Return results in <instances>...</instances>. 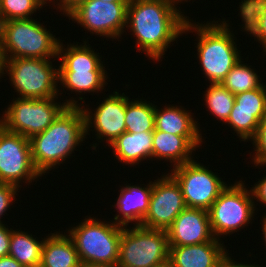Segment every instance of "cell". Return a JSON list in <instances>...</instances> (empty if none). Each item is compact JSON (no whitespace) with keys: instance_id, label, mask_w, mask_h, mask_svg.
<instances>
[{"instance_id":"cell-26","label":"cell","mask_w":266,"mask_h":267,"mask_svg":"<svg viewBox=\"0 0 266 267\" xmlns=\"http://www.w3.org/2000/svg\"><path fill=\"white\" fill-rule=\"evenodd\" d=\"M240 60L220 82L232 94L237 95L245 91H250L260 88L263 83H260V76L256 74L251 66L245 65Z\"/></svg>"},{"instance_id":"cell-39","label":"cell","mask_w":266,"mask_h":267,"mask_svg":"<svg viewBox=\"0 0 266 267\" xmlns=\"http://www.w3.org/2000/svg\"><path fill=\"white\" fill-rule=\"evenodd\" d=\"M263 219L261 220L262 222H263V224H262V234L264 235L263 236V240L265 241V244H266V214H265V216L264 217H262Z\"/></svg>"},{"instance_id":"cell-27","label":"cell","mask_w":266,"mask_h":267,"mask_svg":"<svg viewBox=\"0 0 266 267\" xmlns=\"http://www.w3.org/2000/svg\"><path fill=\"white\" fill-rule=\"evenodd\" d=\"M266 117V110L236 109V102L225 122L231 126L241 141L252 139L256 133L260 121Z\"/></svg>"},{"instance_id":"cell-11","label":"cell","mask_w":266,"mask_h":267,"mask_svg":"<svg viewBox=\"0 0 266 267\" xmlns=\"http://www.w3.org/2000/svg\"><path fill=\"white\" fill-rule=\"evenodd\" d=\"M180 185L187 208L209 210L228 184L194 159L169 173Z\"/></svg>"},{"instance_id":"cell-28","label":"cell","mask_w":266,"mask_h":267,"mask_svg":"<svg viewBox=\"0 0 266 267\" xmlns=\"http://www.w3.org/2000/svg\"><path fill=\"white\" fill-rule=\"evenodd\" d=\"M205 105L217 119L227 121L235 103V95L221 83H210L204 95Z\"/></svg>"},{"instance_id":"cell-36","label":"cell","mask_w":266,"mask_h":267,"mask_svg":"<svg viewBox=\"0 0 266 267\" xmlns=\"http://www.w3.org/2000/svg\"><path fill=\"white\" fill-rule=\"evenodd\" d=\"M228 252L220 258L219 262L217 263L216 267H261L259 265H249L244 263H236L231 259V256H228Z\"/></svg>"},{"instance_id":"cell-6","label":"cell","mask_w":266,"mask_h":267,"mask_svg":"<svg viewBox=\"0 0 266 267\" xmlns=\"http://www.w3.org/2000/svg\"><path fill=\"white\" fill-rule=\"evenodd\" d=\"M123 227L88 217L68 230L81 263L117 266Z\"/></svg>"},{"instance_id":"cell-40","label":"cell","mask_w":266,"mask_h":267,"mask_svg":"<svg viewBox=\"0 0 266 267\" xmlns=\"http://www.w3.org/2000/svg\"><path fill=\"white\" fill-rule=\"evenodd\" d=\"M101 1H104V2H129V0H101Z\"/></svg>"},{"instance_id":"cell-24","label":"cell","mask_w":266,"mask_h":267,"mask_svg":"<svg viewBox=\"0 0 266 267\" xmlns=\"http://www.w3.org/2000/svg\"><path fill=\"white\" fill-rule=\"evenodd\" d=\"M239 6L244 31L256 37L266 54V0H242Z\"/></svg>"},{"instance_id":"cell-31","label":"cell","mask_w":266,"mask_h":267,"mask_svg":"<svg viewBox=\"0 0 266 267\" xmlns=\"http://www.w3.org/2000/svg\"><path fill=\"white\" fill-rule=\"evenodd\" d=\"M249 141H253L254 151H256L251 155L254 156L252 159L254 165H266V117L260 121L254 137Z\"/></svg>"},{"instance_id":"cell-3","label":"cell","mask_w":266,"mask_h":267,"mask_svg":"<svg viewBox=\"0 0 266 267\" xmlns=\"http://www.w3.org/2000/svg\"><path fill=\"white\" fill-rule=\"evenodd\" d=\"M213 22L195 25L196 23H191L187 19L183 34L191 30L197 32V56L204 71L203 74L210 83H220L230 70L242 60V56L239 55V50L236 47L235 35L225 19L220 23L221 25L218 21H216L217 23Z\"/></svg>"},{"instance_id":"cell-12","label":"cell","mask_w":266,"mask_h":267,"mask_svg":"<svg viewBox=\"0 0 266 267\" xmlns=\"http://www.w3.org/2000/svg\"><path fill=\"white\" fill-rule=\"evenodd\" d=\"M38 177L41 175L32 162L29 139L0 125V183L20 187L21 180L30 184Z\"/></svg>"},{"instance_id":"cell-23","label":"cell","mask_w":266,"mask_h":267,"mask_svg":"<svg viewBox=\"0 0 266 267\" xmlns=\"http://www.w3.org/2000/svg\"><path fill=\"white\" fill-rule=\"evenodd\" d=\"M44 239L36 240L32 234L12 229L9 256L24 267L38 266L41 262V251Z\"/></svg>"},{"instance_id":"cell-15","label":"cell","mask_w":266,"mask_h":267,"mask_svg":"<svg viewBox=\"0 0 266 267\" xmlns=\"http://www.w3.org/2000/svg\"><path fill=\"white\" fill-rule=\"evenodd\" d=\"M83 107L81 106L85 117V135L89 134L90 127H94L93 131L97 132L96 137L100 140L105 139L106 143L110 145L111 142L126 131V96L124 93L121 95L115 91L109 95L99 104L94 111V115L89 108Z\"/></svg>"},{"instance_id":"cell-41","label":"cell","mask_w":266,"mask_h":267,"mask_svg":"<svg viewBox=\"0 0 266 267\" xmlns=\"http://www.w3.org/2000/svg\"><path fill=\"white\" fill-rule=\"evenodd\" d=\"M157 267H173V266H172V264L169 261H167L166 263L161 264V265H159Z\"/></svg>"},{"instance_id":"cell-43","label":"cell","mask_w":266,"mask_h":267,"mask_svg":"<svg viewBox=\"0 0 266 267\" xmlns=\"http://www.w3.org/2000/svg\"><path fill=\"white\" fill-rule=\"evenodd\" d=\"M174 1V3L176 4H178L179 3V1H180V3H182V1H184V0H173ZM185 1H188V0H185Z\"/></svg>"},{"instance_id":"cell-38","label":"cell","mask_w":266,"mask_h":267,"mask_svg":"<svg viewBox=\"0 0 266 267\" xmlns=\"http://www.w3.org/2000/svg\"><path fill=\"white\" fill-rule=\"evenodd\" d=\"M80 267H117L111 264H93V263H81Z\"/></svg>"},{"instance_id":"cell-32","label":"cell","mask_w":266,"mask_h":267,"mask_svg":"<svg viewBox=\"0 0 266 267\" xmlns=\"http://www.w3.org/2000/svg\"><path fill=\"white\" fill-rule=\"evenodd\" d=\"M18 188L16 185L9 183H0V224L2 215L5 214L17 195Z\"/></svg>"},{"instance_id":"cell-16","label":"cell","mask_w":266,"mask_h":267,"mask_svg":"<svg viewBox=\"0 0 266 267\" xmlns=\"http://www.w3.org/2000/svg\"><path fill=\"white\" fill-rule=\"evenodd\" d=\"M166 232L169 247L202 244L215 239L209 213L204 209L186 208Z\"/></svg>"},{"instance_id":"cell-22","label":"cell","mask_w":266,"mask_h":267,"mask_svg":"<svg viewBox=\"0 0 266 267\" xmlns=\"http://www.w3.org/2000/svg\"><path fill=\"white\" fill-rule=\"evenodd\" d=\"M155 106V129L181 136H202L197 121L191 112L181 106Z\"/></svg>"},{"instance_id":"cell-5","label":"cell","mask_w":266,"mask_h":267,"mask_svg":"<svg viewBox=\"0 0 266 267\" xmlns=\"http://www.w3.org/2000/svg\"><path fill=\"white\" fill-rule=\"evenodd\" d=\"M84 45L70 44L64 48L63 44L59 45V56L61 64L58 67V83L78 94L84 92L103 91L104 85L108 78L107 71L103 66L99 53L91 50L90 44ZM63 53V54H62ZM61 55V56H60ZM106 71V72H105Z\"/></svg>"},{"instance_id":"cell-34","label":"cell","mask_w":266,"mask_h":267,"mask_svg":"<svg viewBox=\"0 0 266 267\" xmlns=\"http://www.w3.org/2000/svg\"><path fill=\"white\" fill-rule=\"evenodd\" d=\"M260 180L250 190L253 199H257V202L259 201V203L266 205V176Z\"/></svg>"},{"instance_id":"cell-37","label":"cell","mask_w":266,"mask_h":267,"mask_svg":"<svg viewBox=\"0 0 266 267\" xmlns=\"http://www.w3.org/2000/svg\"><path fill=\"white\" fill-rule=\"evenodd\" d=\"M0 267H24L22 264L17 262L11 256H5L0 258Z\"/></svg>"},{"instance_id":"cell-9","label":"cell","mask_w":266,"mask_h":267,"mask_svg":"<svg viewBox=\"0 0 266 267\" xmlns=\"http://www.w3.org/2000/svg\"><path fill=\"white\" fill-rule=\"evenodd\" d=\"M169 261L165 230L123 227L117 267H157Z\"/></svg>"},{"instance_id":"cell-21","label":"cell","mask_w":266,"mask_h":267,"mask_svg":"<svg viewBox=\"0 0 266 267\" xmlns=\"http://www.w3.org/2000/svg\"><path fill=\"white\" fill-rule=\"evenodd\" d=\"M46 237L42 245L41 267H80L78 252L68 235L57 232Z\"/></svg>"},{"instance_id":"cell-29","label":"cell","mask_w":266,"mask_h":267,"mask_svg":"<svg viewBox=\"0 0 266 267\" xmlns=\"http://www.w3.org/2000/svg\"><path fill=\"white\" fill-rule=\"evenodd\" d=\"M50 0H0V22L31 19Z\"/></svg>"},{"instance_id":"cell-25","label":"cell","mask_w":266,"mask_h":267,"mask_svg":"<svg viewBox=\"0 0 266 267\" xmlns=\"http://www.w3.org/2000/svg\"><path fill=\"white\" fill-rule=\"evenodd\" d=\"M126 132L139 133L155 130V105L146 100L130 101L126 96Z\"/></svg>"},{"instance_id":"cell-1","label":"cell","mask_w":266,"mask_h":267,"mask_svg":"<svg viewBox=\"0 0 266 267\" xmlns=\"http://www.w3.org/2000/svg\"><path fill=\"white\" fill-rule=\"evenodd\" d=\"M175 5L173 0L128 2L126 27L136 36L138 52H145L153 61H160L169 44L183 35L187 16Z\"/></svg>"},{"instance_id":"cell-14","label":"cell","mask_w":266,"mask_h":267,"mask_svg":"<svg viewBox=\"0 0 266 267\" xmlns=\"http://www.w3.org/2000/svg\"><path fill=\"white\" fill-rule=\"evenodd\" d=\"M162 176L153 182L149 210L141 226L166 231L187 206L176 180L169 173Z\"/></svg>"},{"instance_id":"cell-8","label":"cell","mask_w":266,"mask_h":267,"mask_svg":"<svg viewBox=\"0 0 266 267\" xmlns=\"http://www.w3.org/2000/svg\"><path fill=\"white\" fill-rule=\"evenodd\" d=\"M51 63L40 58L2 59L1 74L8 73L21 98L58 97V69Z\"/></svg>"},{"instance_id":"cell-30","label":"cell","mask_w":266,"mask_h":267,"mask_svg":"<svg viewBox=\"0 0 266 267\" xmlns=\"http://www.w3.org/2000/svg\"><path fill=\"white\" fill-rule=\"evenodd\" d=\"M236 109L266 110V86L235 95Z\"/></svg>"},{"instance_id":"cell-33","label":"cell","mask_w":266,"mask_h":267,"mask_svg":"<svg viewBox=\"0 0 266 267\" xmlns=\"http://www.w3.org/2000/svg\"><path fill=\"white\" fill-rule=\"evenodd\" d=\"M11 234V228L9 230L5 224H0V258L9 255Z\"/></svg>"},{"instance_id":"cell-20","label":"cell","mask_w":266,"mask_h":267,"mask_svg":"<svg viewBox=\"0 0 266 267\" xmlns=\"http://www.w3.org/2000/svg\"><path fill=\"white\" fill-rule=\"evenodd\" d=\"M153 131L124 132L108 147L113 148V154L120 162L136 165L141 160L152 159Z\"/></svg>"},{"instance_id":"cell-4","label":"cell","mask_w":266,"mask_h":267,"mask_svg":"<svg viewBox=\"0 0 266 267\" xmlns=\"http://www.w3.org/2000/svg\"><path fill=\"white\" fill-rule=\"evenodd\" d=\"M60 39L35 19L0 22L1 59H57Z\"/></svg>"},{"instance_id":"cell-18","label":"cell","mask_w":266,"mask_h":267,"mask_svg":"<svg viewBox=\"0 0 266 267\" xmlns=\"http://www.w3.org/2000/svg\"><path fill=\"white\" fill-rule=\"evenodd\" d=\"M153 182L147 187L139 185H125L120 189V195L116 201L115 208L120 215H115L113 223L122 227L129 226L128 223L136 222L134 226H141L143 219L149 210L150 197Z\"/></svg>"},{"instance_id":"cell-2","label":"cell","mask_w":266,"mask_h":267,"mask_svg":"<svg viewBox=\"0 0 266 267\" xmlns=\"http://www.w3.org/2000/svg\"><path fill=\"white\" fill-rule=\"evenodd\" d=\"M85 138L81 106H67L49 127L29 139L34 167L41 176L47 174L49 169L63 164Z\"/></svg>"},{"instance_id":"cell-7","label":"cell","mask_w":266,"mask_h":267,"mask_svg":"<svg viewBox=\"0 0 266 267\" xmlns=\"http://www.w3.org/2000/svg\"><path fill=\"white\" fill-rule=\"evenodd\" d=\"M57 98L33 99L19 96L13 99V103L6 108L7 111L5 109L0 125L9 132L30 139L49 127L67 106H81L76 98L67 99L62 104L55 102Z\"/></svg>"},{"instance_id":"cell-17","label":"cell","mask_w":266,"mask_h":267,"mask_svg":"<svg viewBox=\"0 0 266 267\" xmlns=\"http://www.w3.org/2000/svg\"><path fill=\"white\" fill-rule=\"evenodd\" d=\"M202 136H181L154 130L152 159L169 160L173 167L192 161L193 150L201 145Z\"/></svg>"},{"instance_id":"cell-35","label":"cell","mask_w":266,"mask_h":267,"mask_svg":"<svg viewBox=\"0 0 266 267\" xmlns=\"http://www.w3.org/2000/svg\"><path fill=\"white\" fill-rule=\"evenodd\" d=\"M52 0H50L51 3ZM55 0H53L54 2ZM58 1V0H56ZM88 0H60L56 5L60 11L64 12L68 16L72 11H74L82 3L87 2Z\"/></svg>"},{"instance_id":"cell-13","label":"cell","mask_w":266,"mask_h":267,"mask_svg":"<svg viewBox=\"0 0 266 267\" xmlns=\"http://www.w3.org/2000/svg\"><path fill=\"white\" fill-rule=\"evenodd\" d=\"M128 2H104L88 0L82 3L68 17L76 21L92 34L116 39L121 37L126 27Z\"/></svg>"},{"instance_id":"cell-10","label":"cell","mask_w":266,"mask_h":267,"mask_svg":"<svg viewBox=\"0 0 266 267\" xmlns=\"http://www.w3.org/2000/svg\"><path fill=\"white\" fill-rule=\"evenodd\" d=\"M245 187L241 180L231 186L227 185L208 210L215 238L243 229L254 218L255 201L251 190Z\"/></svg>"},{"instance_id":"cell-42","label":"cell","mask_w":266,"mask_h":267,"mask_svg":"<svg viewBox=\"0 0 266 267\" xmlns=\"http://www.w3.org/2000/svg\"><path fill=\"white\" fill-rule=\"evenodd\" d=\"M2 59H1V55H0V76L2 77L3 75L1 74L2 73Z\"/></svg>"},{"instance_id":"cell-19","label":"cell","mask_w":266,"mask_h":267,"mask_svg":"<svg viewBox=\"0 0 266 267\" xmlns=\"http://www.w3.org/2000/svg\"><path fill=\"white\" fill-rule=\"evenodd\" d=\"M215 238L196 245L169 247V262L173 267H216L227 249Z\"/></svg>"}]
</instances>
